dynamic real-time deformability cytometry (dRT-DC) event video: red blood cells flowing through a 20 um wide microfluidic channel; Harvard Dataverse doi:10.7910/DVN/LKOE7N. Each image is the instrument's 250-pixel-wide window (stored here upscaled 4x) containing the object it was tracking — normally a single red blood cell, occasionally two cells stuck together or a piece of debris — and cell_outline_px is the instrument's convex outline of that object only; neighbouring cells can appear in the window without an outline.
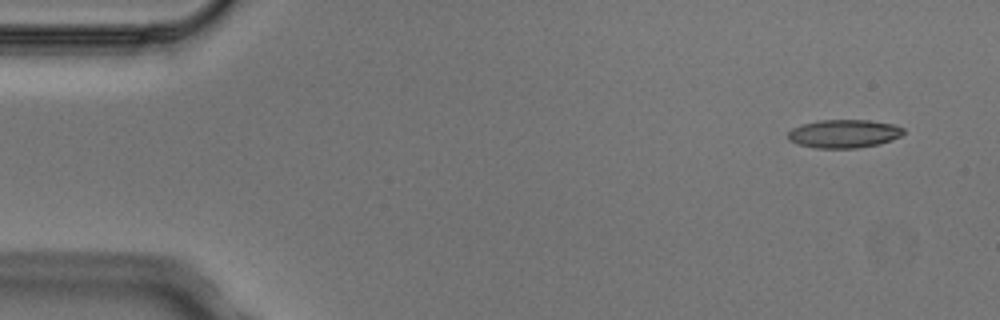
{"species": "Egyptian fruit bat (a non-hibernating species)", "species_latin": "Rousettus aegyptiacus", "temperature_condition": "cold", "stored_images_in_passage": 3, "camera_frame_rate_fps": 3000, "um_per_image_px": 0.085, "animal": {"sex": "male"}, "frame": {"image": 1, "passage_image": 1, "time_ms": 0.0, "image_size_px": [1000, 320], "cell_outline_px": [[904, 132], [900, 136], [892, 140], [880, 144], [856, 148], [816, 148], [796, 144], [788, 140], [788, 132], [792, 128], [800, 124], [820, 120], [868, 120], [892, 124], [904, 128]], "centroid_in_image_um": [71.71, 11.37], "position_along_channel_um": 13.3, "area_um2": 19.19}}